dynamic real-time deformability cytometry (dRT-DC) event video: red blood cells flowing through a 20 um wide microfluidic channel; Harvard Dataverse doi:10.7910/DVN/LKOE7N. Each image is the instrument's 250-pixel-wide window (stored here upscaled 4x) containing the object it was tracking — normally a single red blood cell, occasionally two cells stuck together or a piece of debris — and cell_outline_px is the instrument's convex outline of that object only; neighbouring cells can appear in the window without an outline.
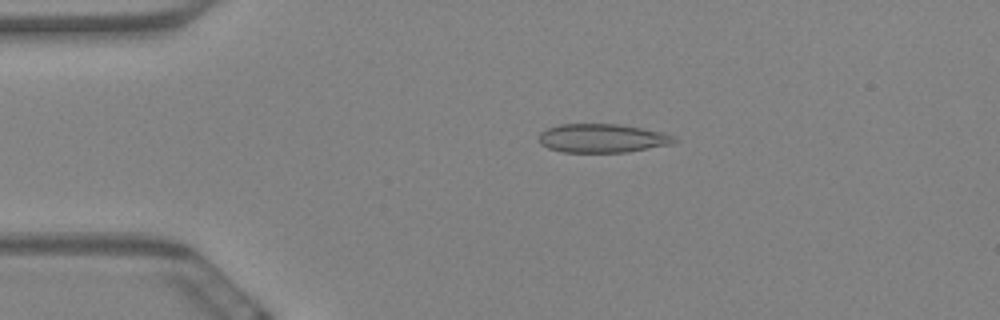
{"species": "Egyptian fruit bat (a non-hibernating species)", "species_latin": "Rousettus aegyptiacus", "temperature_condition": "warm", "stored_images_in_passage": 58, "camera_frame_rate_fps": 3000, "um_per_image_px": 0.085, "animal": {"sex": "female"}, "frame": {"image": 1, "passage_image": 12, "time_ms": 3.667, "image_size_px": [1000, 320], "cell_outline_px": [[676, 140], [672, 144], [628, 152], [560, 152], [548, 148], [540, 144], [540, 132], [548, 128], [560, 124], [620, 124], [660, 132], [672, 136]], "centroid_in_image_um": [51.15, 11.76], "position_along_channel_um": 33.8, "area_um2": 22.48}}
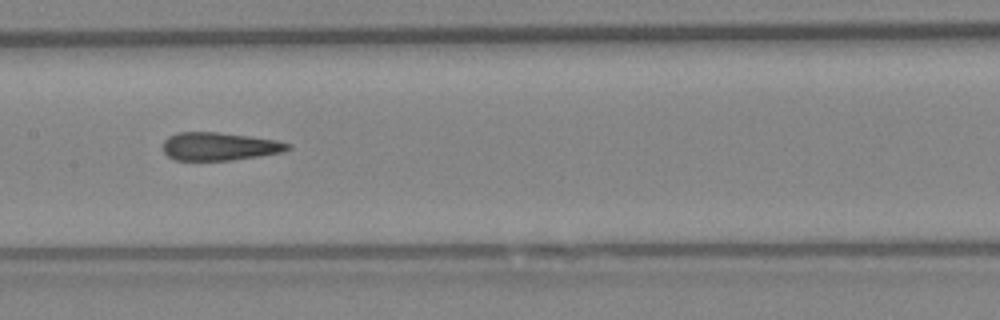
{"frame": {"image": 2, "passage_image": 29, "time_ms": 9.333, "image_size_px": [1000, 320], "cell_outline_px": [[292, 148], [284, 152], [260, 156], [232, 160], [176, 160], [168, 156], [164, 152], [164, 140], [168, 136], [176, 132], [216, 132], [248, 136], [276, 140], [292, 144]], "centroid_in_image_um": [18.68, 12.44], "position_along_channel_um": 188.7, "area_um2": 20.46}}
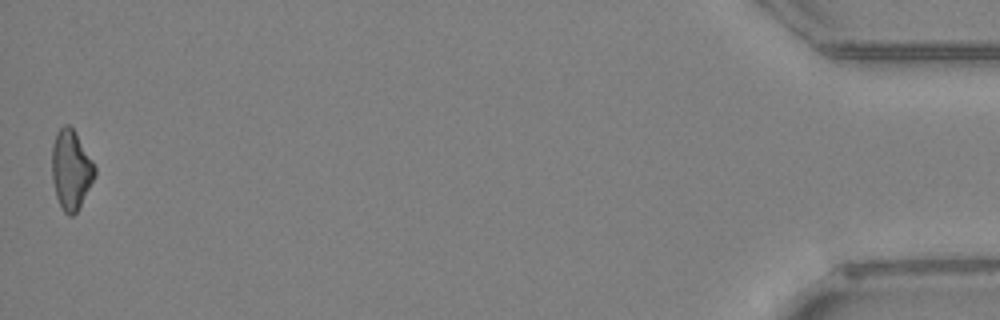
{"frame": {"image": 3, "passage_image": 58, "time_ms": 19.0, "image_size_px": [1000, 320], "cell_outline_px": [[96, 176], [76, 212], [72, 216], [68, 216], [64, 212], [56, 196], [52, 180], [52, 144], [56, 132], [64, 124], [68, 124], [76, 132], [92, 160], [96, 168]], "centroid_in_image_um": [6.03, 14.41], "position_along_channel_um": 429.2, "area_um2": 19.88}, "authors_computed_cell_mechanics": {"area_um2": 21.1837, "velocity_mm_per_s": 3.4782, "shape_relaxation_time_tau1_ms": null, "shape_relaxation_time_tau2_ms": 2.8242, "deformation_change_tau1": null, "deformation_change_tau2": 0.1237}}